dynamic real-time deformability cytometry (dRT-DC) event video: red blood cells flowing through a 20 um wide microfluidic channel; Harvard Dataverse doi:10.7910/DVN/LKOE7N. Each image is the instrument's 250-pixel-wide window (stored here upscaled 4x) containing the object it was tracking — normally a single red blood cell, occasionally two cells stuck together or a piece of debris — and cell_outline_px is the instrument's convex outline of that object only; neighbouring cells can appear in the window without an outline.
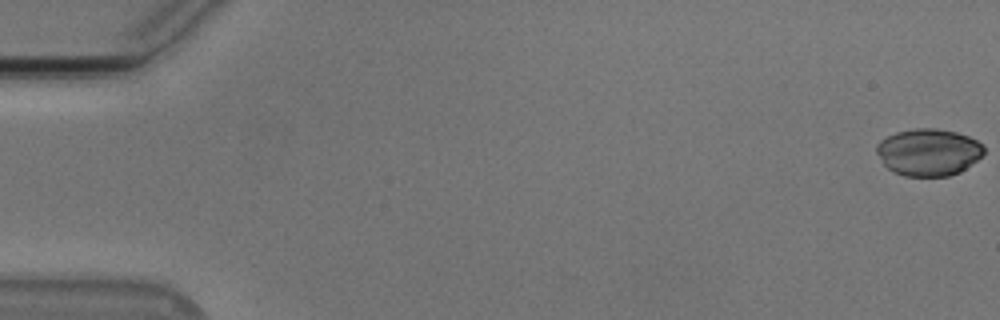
{"species": "Egyptian fruit bat (a non-hibernating species)", "species_latin": "Rousettus aegyptiacus", "temperature_condition": "cold", "stored_images_in_passage": 54, "camera_frame_rate_fps": 3000, "um_per_image_px": 0.085, "animal": {"sex": "male"}, "frame": {"image": 1, "passage_image": 1, "time_ms": 0.0, "image_size_px": [1000, 320], "cell_outline_px": [[984, 152], [976, 160], [960, 172], [948, 176], [904, 176], [892, 172], [884, 164], [876, 152], [876, 144], [880, 140], [896, 132], [912, 128], [936, 128], [956, 132], [968, 136], [984, 144]], "centroid_in_image_um": [78.91, 12.93], "position_along_channel_um": 6.1, "area_um2": 29.54}}
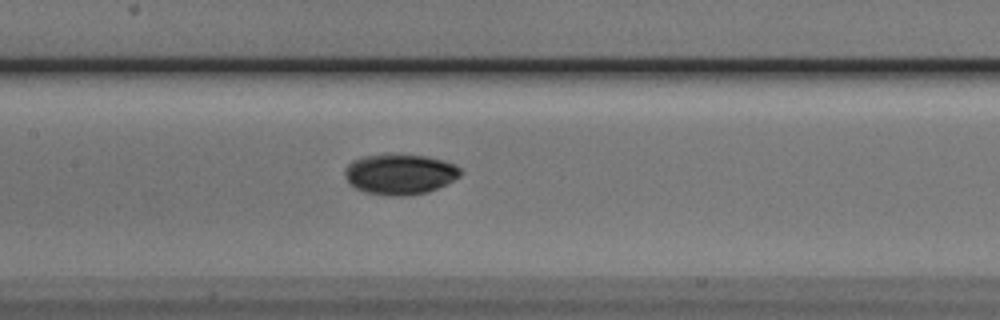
{"frame": {"image": 2, "passage_image": 27, "time_ms": 8.667, "image_size_px": [1000, 320], "cell_outline_px": [[464, 172], [460, 176], [448, 184], [428, 192], [408, 196], [388, 196], [364, 192], [356, 188], [344, 176], [344, 168], [352, 160], [360, 156], [392, 152], [396, 152], [428, 156], [444, 160], [456, 164]], "centroid_in_image_um": [34.01, 14.77], "position_along_channel_um": 173.4, "area_um2": 28.32}}
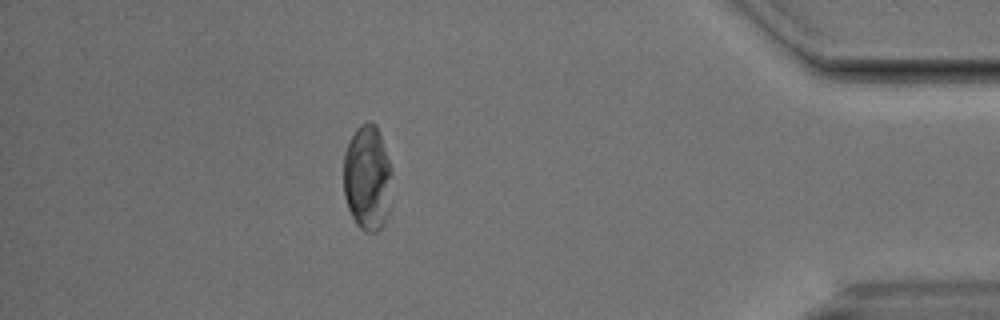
{"frame": {"image": 3, "passage_image": 49, "time_ms": 16.0, "image_size_px": [1000, 320], "cell_outline_px": [[392, 172], [388, 216], [384, 224], [376, 232], [364, 232], [356, 224], [348, 208], [344, 196], [344, 152], [356, 128], [360, 124], [368, 120], [376, 124], [380, 132], [392, 168]], "centroid_in_image_um": [31.24, 15.11], "position_along_channel_um": 404.0, "area_um2": 30.17}, "authors_computed_cell_mechanics": {"area_um2": 28.7844, "velocity_mm_per_s": 3.7581, "shape_relaxation_time_tau1_ms": 2.9258, "shape_relaxation_time_tau2_ms": 1.8313, "deformation_change_tau1": 0.0645, "deformation_change_tau2": 0.0181}}